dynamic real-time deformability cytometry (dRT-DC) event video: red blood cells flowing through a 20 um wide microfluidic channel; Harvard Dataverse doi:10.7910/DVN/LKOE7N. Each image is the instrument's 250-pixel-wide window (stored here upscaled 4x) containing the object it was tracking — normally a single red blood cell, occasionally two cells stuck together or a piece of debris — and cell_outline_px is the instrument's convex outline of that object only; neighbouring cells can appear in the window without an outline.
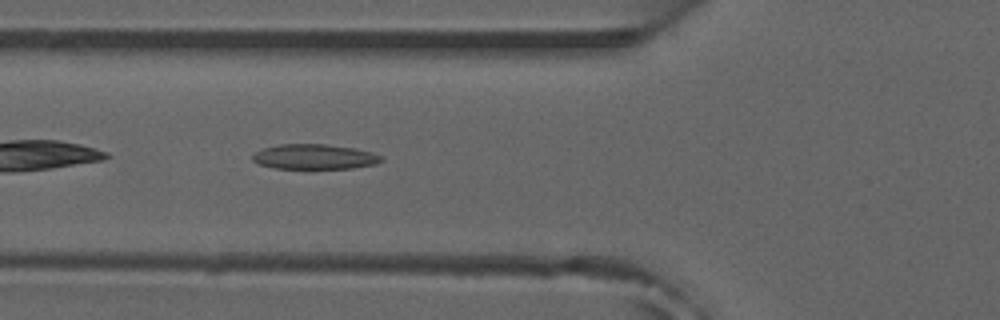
{"species": "common noctule bat (a hibernating species)", "species_latin": "Nyctalus noctula", "temperature_condition": "room temperature", "stored_images_in_passage": 10, "camera_frame_rate_fps": 3000, "um_per_image_px": 0.085, "animal": {"sex": "male", "forearm_length_mm": 52.5}, "frame": {"image": 1, "passage_image": 4, "time_ms": 1.0, "image_size_px": [1000, 320], "cell_outline_px": [[384, 160], [376, 164], [352, 168], [276, 168], [260, 164], [252, 160], [252, 156], [256, 152], [264, 148], [280, 144], [324, 144], [356, 148], [372, 152], [384, 156]], "centroid_in_image_um": [26.79, 13.32], "position_along_channel_um": 99.0, "area_um2": 18.73}}
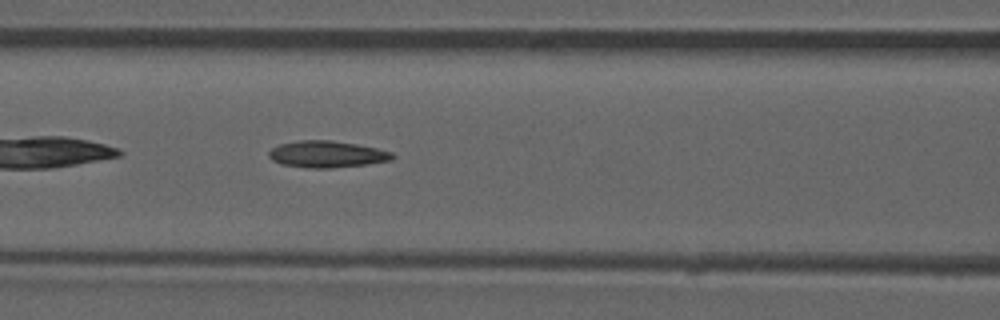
{"frame": {"image": 2, "passage_image": 7, "time_ms": 2.0, "image_size_px": [1000, 320], "cell_outline_px": [[396, 156], [392, 160], [368, 164], [332, 168], [308, 168], [280, 164], [272, 160], [268, 156], [268, 152], [272, 148], [280, 144], [300, 140], [332, 140], [356, 144], [376, 148], [392, 152]], "centroid_in_image_um": [27.79, 13.11], "position_along_channel_um": 138.8, "area_um2": 19.31}}